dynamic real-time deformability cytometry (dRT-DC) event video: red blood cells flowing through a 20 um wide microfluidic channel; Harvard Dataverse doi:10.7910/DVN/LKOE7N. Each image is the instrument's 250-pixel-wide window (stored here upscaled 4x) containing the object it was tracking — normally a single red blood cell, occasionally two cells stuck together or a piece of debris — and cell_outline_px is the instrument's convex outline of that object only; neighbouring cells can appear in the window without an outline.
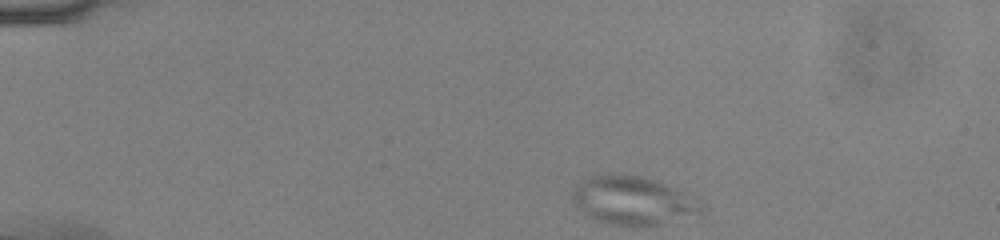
{"species": "common noctule bat (a hibernating species)", "species_latin": "Nyctalus noctula", "temperature_condition": "cold", "stored_images_in_passage": 43, "camera_frame_rate_fps": 3000, "um_per_image_px": 0.085, "animal": {"sex": "male", "body_mass_g": 13.0, "forearm_length_mm": 53.1}, "frame": {"image": 1, "passage_image": 1, "time_ms": 0.0, "image_size_px": [1000, 240], "cell_outline_px": [[708, 204], [700, 212], [660, 224], [612, 224], [596, 220], [588, 216], [572, 200], [572, 192], [580, 180], [592, 176], [640, 176], [656, 180]], "centroid_in_image_um": [53.8, 17.04], "position_along_channel_um": 31.2, "area_um2": 35.08}}
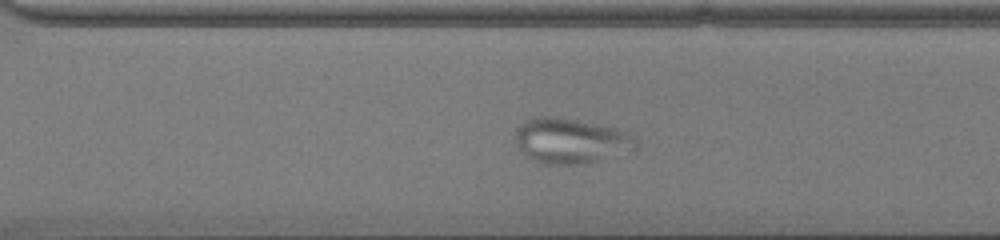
{"frame": {"image": 2, "passage_image": 29, "time_ms": 9.333, "image_size_px": [1000, 240], "cell_outline_px": [[636, 148], [596, 160], [580, 164], [544, 164], [528, 156], [516, 144], [512, 136], [516, 128], [524, 120], [540, 116], [552, 116], [576, 120], [616, 128], [628, 132], [636, 140]], "centroid_in_image_um": [48.43, 11.94], "position_along_channel_um": 322.2, "area_um2": 31.33}}
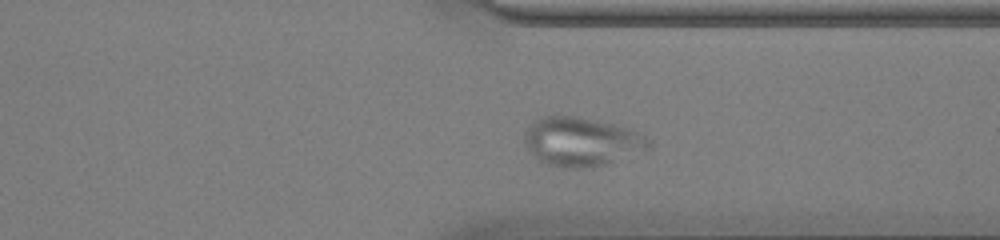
{"frame": {"image": 3, "passage_image": 32, "time_ms": 10.333, "image_size_px": [1000, 240], "cell_outline_px": [[652, 148], [648, 152], [608, 164], [584, 168], [564, 168], [548, 164], [540, 160], [524, 144], [524, 132], [536, 120], [548, 116], [576, 116], [596, 120], [628, 128], [652, 140]], "centroid_in_image_um": [49.52, 12.07], "position_along_channel_um": 361.9, "area_um2": 35.6}}